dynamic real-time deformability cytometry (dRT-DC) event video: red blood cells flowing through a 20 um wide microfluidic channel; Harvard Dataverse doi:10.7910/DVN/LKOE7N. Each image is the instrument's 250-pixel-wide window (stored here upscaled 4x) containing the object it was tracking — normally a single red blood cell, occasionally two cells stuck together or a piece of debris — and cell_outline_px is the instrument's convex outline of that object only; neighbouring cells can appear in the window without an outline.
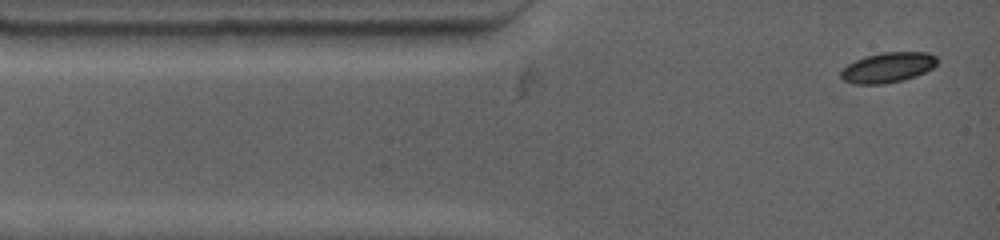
{"species": "common noctule bat (a hibernating species)", "species_latin": "Nyctalus noctula", "temperature_condition": "warm", "stored_images_in_passage": 21, "camera_frame_rate_fps": 4500, "um_per_image_px": 0.085, "animal": {"sex": "female", "body_mass_g": 19.0, "forearm_length_mm": 53.3}, "frame": {"image": 1, "passage_image": 1, "time_ms": 0.0, "image_size_px": [1000, 240], "cell_outline_px": [[940, 60], [932, 68], [916, 76], [904, 80], [884, 84], [856, 84], [844, 80], [840, 76], [840, 72], [848, 64], [864, 56], [884, 52], [928, 52], [936, 56]], "centroid_in_image_um": [75.49, 5.73], "position_along_channel_um": 9.5, "area_um2": 16.99}}
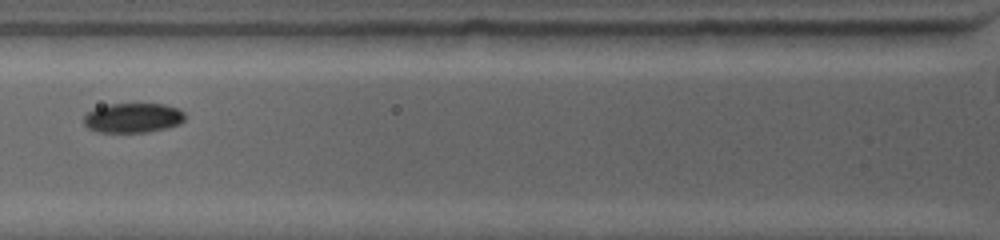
{"frame": {"image": 2, "passage_image": 10, "time_ms": 3.778, "image_size_px": [1000, 240], "cell_outline_px": [[184, 120], [180, 124], [168, 128], [148, 132], [96, 132], [88, 128], [84, 124], [84, 116], [88, 112], [96, 108], [112, 104], [164, 104], [176, 108], [184, 112]], "centroid_in_image_um": [11.31, 10.03], "position_along_channel_um": 114.5, "area_um2": 17.46}}
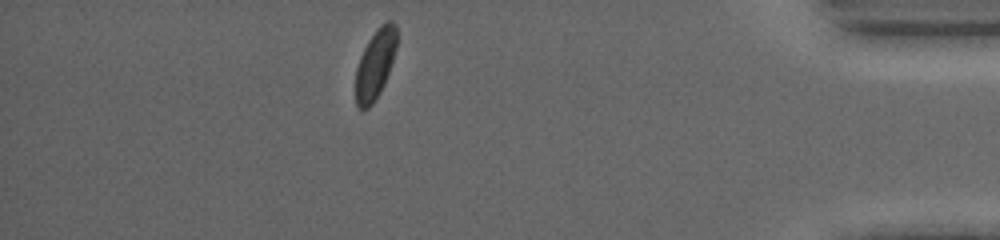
{"frame": {"image": 3, "passage_image": 21, "time_ms": 12.889, "image_size_px": [1000, 240], "cell_outline_px": [[396, 48], [384, 84], [380, 92], [372, 104], [368, 108], [360, 108], [356, 104], [356, 68], [360, 56], [368, 40], [376, 28], [380, 24], [388, 20], [392, 20], [396, 24]], "centroid_in_image_um": [31.89, 5.41], "position_along_channel_um": 403.3, "area_um2": 16.53}, "authors_computed_cell_mechanics": {"area_um2": 17.5712, "velocity_mm_per_s": 3.7618, "shape_relaxation_time_tau1_ms": 2.9545, "shape_relaxation_time_tau2_ms": null, "deformation_change_tau1": 0.0823, "deformation_change_tau2": null}}